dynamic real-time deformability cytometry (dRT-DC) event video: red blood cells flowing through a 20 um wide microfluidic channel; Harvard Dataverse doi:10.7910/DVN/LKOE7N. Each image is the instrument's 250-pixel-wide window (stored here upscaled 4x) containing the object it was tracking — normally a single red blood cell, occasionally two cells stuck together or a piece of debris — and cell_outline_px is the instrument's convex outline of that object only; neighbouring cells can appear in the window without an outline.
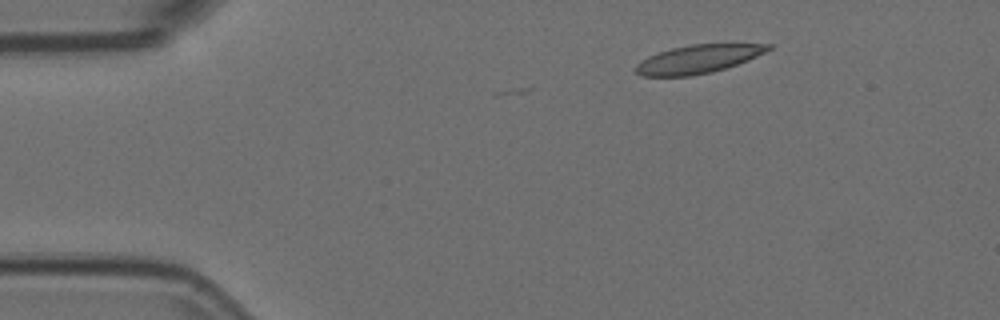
{"species": "Egyptian fruit bat (a non-hibernating species)", "species_latin": "Rousettus aegyptiacus", "temperature_condition": "room temperature", "stored_images_in_passage": 2, "camera_frame_rate_fps": 3000, "um_per_image_px": 0.085, "animal": {"sex": "female"}, "frame": {"image": 1, "passage_image": 2, "time_ms": 0.333, "image_size_px": [1000, 320], "cell_outline_px": [[772, 48], [748, 60], [712, 72], [692, 76], [644, 76], [636, 72], [636, 64], [640, 60], [648, 56], [672, 48], [692, 44], [772, 44]], "centroid_in_image_um": [59.32, 5.02], "position_along_channel_um": 25.7, "area_um2": 21.62}}